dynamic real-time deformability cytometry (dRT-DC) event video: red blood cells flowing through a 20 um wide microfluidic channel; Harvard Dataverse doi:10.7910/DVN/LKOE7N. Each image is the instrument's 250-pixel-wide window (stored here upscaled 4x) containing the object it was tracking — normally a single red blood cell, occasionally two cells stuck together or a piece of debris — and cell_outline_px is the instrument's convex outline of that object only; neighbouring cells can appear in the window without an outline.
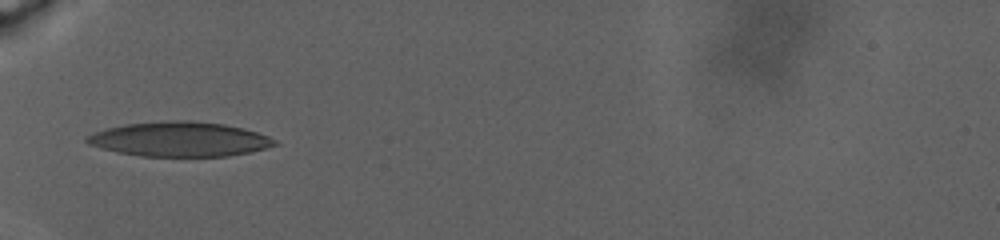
{"species": "human", "species_latin": "Homo sapiens", "temperature_condition": "warm", "stored_images_in_passage": 6, "camera_frame_rate_fps": 3000, "um_per_image_px": 0.085, "donor": {"sex": "male"}, "frame": {"image": 1, "passage_image": 1, "time_ms": 0.0, "image_size_px": [1000, 240], "cell_outline_px": [[280, 144], [248, 152], [228, 156], [140, 156], [116, 152], [100, 148], [88, 144], [84, 140], [84, 136], [92, 132], [104, 128], [124, 124], [160, 120], [192, 120], [224, 124], [256, 132], [268, 136], [276, 140]], "centroid_in_image_um": [15.18, 11.82], "position_along_channel_um": 69.8, "area_um2": 38.26}}
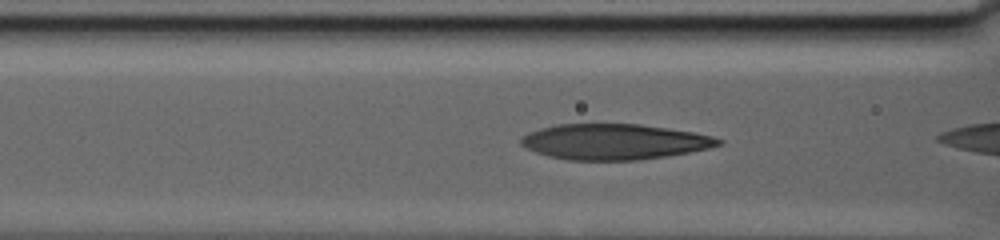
{"frame": {"image": 2, "passage_image": 3, "time_ms": 0.667, "image_size_px": [1000, 240], "cell_outline_px": [[724, 144], [708, 148], [688, 152], [640, 160], [568, 160], [548, 156], [536, 152], [520, 144], [520, 136], [528, 132], [540, 128], [556, 124], [640, 124], [692, 132], [712, 136], [724, 140]], "centroid_in_image_um": [52.18, 12.04], "position_along_channel_um": 114.4, "area_um2": 40.92}}